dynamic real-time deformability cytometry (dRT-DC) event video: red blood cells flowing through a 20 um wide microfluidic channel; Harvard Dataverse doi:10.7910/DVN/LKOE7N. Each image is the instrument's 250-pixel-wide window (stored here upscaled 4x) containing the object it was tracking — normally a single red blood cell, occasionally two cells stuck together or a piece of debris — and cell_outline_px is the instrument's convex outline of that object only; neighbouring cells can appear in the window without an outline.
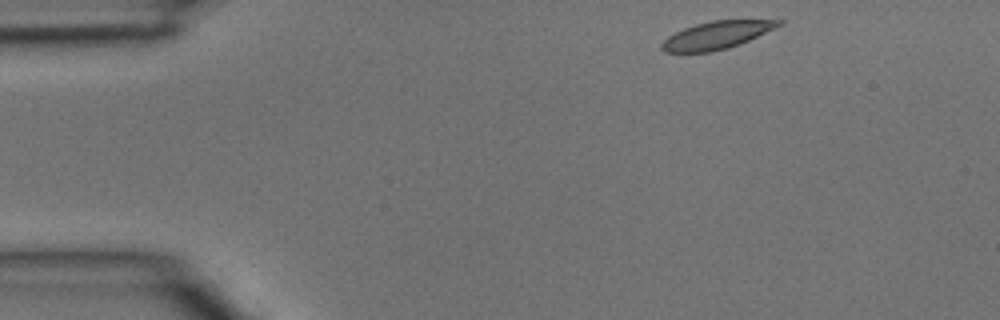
{"species": "common noctule bat (a hibernating species)", "species_latin": "Nyctalus noctula", "temperature_condition": "room temperature", "stored_images_in_passage": 3, "camera_frame_rate_fps": 3000, "um_per_image_px": 0.085, "animal": {"sex": "male", "body_mass_g": 15.6}, "frame": {"image": 1, "passage_image": 1, "time_ms": 0.0, "image_size_px": [1000, 320], "cell_outline_px": [[784, 24], [740, 44], [728, 48], [712, 52], [664, 52], [660, 48], [660, 44], [668, 36], [684, 28], [696, 24], [712, 20], [784, 20]], "centroid_in_image_um": [60.91, 2.99], "position_along_channel_um": 24.1, "area_um2": 18.84}}